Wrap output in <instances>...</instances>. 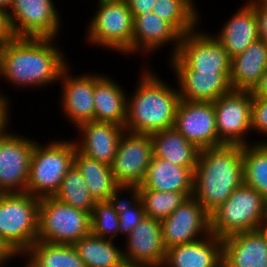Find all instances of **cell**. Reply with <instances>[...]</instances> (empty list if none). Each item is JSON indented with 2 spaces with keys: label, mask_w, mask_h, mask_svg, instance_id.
Instances as JSON below:
<instances>
[{
  "label": "cell",
  "mask_w": 267,
  "mask_h": 267,
  "mask_svg": "<svg viewBox=\"0 0 267 267\" xmlns=\"http://www.w3.org/2000/svg\"><path fill=\"white\" fill-rule=\"evenodd\" d=\"M127 98L118 84L110 78L95 76V121L111 122L125 127Z\"/></svg>",
  "instance_id": "obj_26"
},
{
  "label": "cell",
  "mask_w": 267,
  "mask_h": 267,
  "mask_svg": "<svg viewBox=\"0 0 267 267\" xmlns=\"http://www.w3.org/2000/svg\"><path fill=\"white\" fill-rule=\"evenodd\" d=\"M264 219L267 220V199L265 200V215H264Z\"/></svg>",
  "instance_id": "obj_48"
},
{
  "label": "cell",
  "mask_w": 267,
  "mask_h": 267,
  "mask_svg": "<svg viewBox=\"0 0 267 267\" xmlns=\"http://www.w3.org/2000/svg\"><path fill=\"white\" fill-rule=\"evenodd\" d=\"M194 170L153 156L140 189L173 191L188 198L193 196Z\"/></svg>",
  "instance_id": "obj_22"
},
{
  "label": "cell",
  "mask_w": 267,
  "mask_h": 267,
  "mask_svg": "<svg viewBox=\"0 0 267 267\" xmlns=\"http://www.w3.org/2000/svg\"><path fill=\"white\" fill-rule=\"evenodd\" d=\"M259 23L260 39L267 43V3L253 5Z\"/></svg>",
  "instance_id": "obj_39"
},
{
  "label": "cell",
  "mask_w": 267,
  "mask_h": 267,
  "mask_svg": "<svg viewBox=\"0 0 267 267\" xmlns=\"http://www.w3.org/2000/svg\"><path fill=\"white\" fill-rule=\"evenodd\" d=\"M33 148L34 142L18 135L6 132L0 138V191L2 193L26 192Z\"/></svg>",
  "instance_id": "obj_13"
},
{
  "label": "cell",
  "mask_w": 267,
  "mask_h": 267,
  "mask_svg": "<svg viewBox=\"0 0 267 267\" xmlns=\"http://www.w3.org/2000/svg\"><path fill=\"white\" fill-rule=\"evenodd\" d=\"M257 230L262 235V237L267 241V220L266 219L263 218V220L259 223Z\"/></svg>",
  "instance_id": "obj_44"
},
{
  "label": "cell",
  "mask_w": 267,
  "mask_h": 267,
  "mask_svg": "<svg viewBox=\"0 0 267 267\" xmlns=\"http://www.w3.org/2000/svg\"><path fill=\"white\" fill-rule=\"evenodd\" d=\"M260 3H267V0H259V1L256 0V2H255V1H251V2H249V3L246 4V5L253 6V5H255V4H260Z\"/></svg>",
  "instance_id": "obj_46"
},
{
  "label": "cell",
  "mask_w": 267,
  "mask_h": 267,
  "mask_svg": "<svg viewBox=\"0 0 267 267\" xmlns=\"http://www.w3.org/2000/svg\"><path fill=\"white\" fill-rule=\"evenodd\" d=\"M54 197L60 202L89 213L96 203L87 188L85 179L75 165L67 171Z\"/></svg>",
  "instance_id": "obj_33"
},
{
  "label": "cell",
  "mask_w": 267,
  "mask_h": 267,
  "mask_svg": "<svg viewBox=\"0 0 267 267\" xmlns=\"http://www.w3.org/2000/svg\"><path fill=\"white\" fill-rule=\"evenodd\" d=\"M78 129L84 136L77 149L84 155L111 165L117 152V146L125 128L111 122L90 121L81 124Z\"/></svg>",
  "instance_id": "obj_18"
},
{
  "label": "cell",
  "mask_w": 267,
  "mask_h": 267,
  "mask_svg": "<svg viewBox=\"0 0 267 267\" xmlns=\"http://www.w3.org/2000/svg\"><path fill=\"white\" fill-rule=\"evenodd\" d=\"M122 267H150V266L124 264Z\"/></svg>",
  "instance_id": "obj_47"
},
{
  "label": "cell",
  "mask_w": 267,
  "mask_h": 267,
  "mask_svg": "<svg viewBox=\"0 0 267 267\" xmlns=\"http://www.w3.org/2000/svg\"><path fill=\"white\" fill-rule=\"evenodd\" d=\"M161 227L164 245L169 249L199 240L196 236L201 232L211 234L210 214L190 196L173 213L161 220Z\"/></svg>",
  "instance_id": "obj_15"
},
{
  "label": "cell",
  "mask_w": 267,
  "mask_h": 267,
  "mask_svg": "<svg viewBox=\"0 0 267 267\" xmlns=\"http://www.w3.org/2000/svg\"><path fill=\"white\" fill-rule=\"evenodd\" d=\"M181 35L165 20L155 13L134 16L132 52L144 48L152 51L169 41L177 42L174 55L179 49ZM141 46V47H140Z\"/></svg>",
  "instance_id": "obj_25"
},
{
  "label": "cell",
  "mask_w": 267,
  "mask_h": 267,
  "mask_svg": "<svg viewBox=\"0 0 267 267\" xmlns=\"http://www.w3.org/2000/svg\"><path fill=\"white\" fill-rule=\"evenodd\" d=\"M253 97H267V69L262 74L259 82L251 90Z\"/></svg>",
  "instance_id": "obj_41"
},
{
  "label": "cell",
  "mask_w": 267,
  "mask_h": 267,
  "mask_svg": "<svg viewBox=\"0 0 267 267\" xmlns=\"http://www.w3.org/2000/svg\"><path fill=\"white\" fill-rule=\"evenodd\" d=\"M16 252L9 244L0 236V265L9 260V257L16 256ZM13 255V256H12Z\"/></svg>",
  "instance_id": "obj_43"
},
{
  "label": "cell",
  "mask_w": 267,
  "mask_h": 267,
  "mask_svg": "<svg viewBox=\"0 0 267 267\" xmlns=\"http://www.w3.org/2000/svg\"><path fill=\"white\" fill-rule=\"evenodd\" d=\"M174 128L199 150L224 145L218 139L213 102L181 99Z\"/></svg>",
  "instance_id": "obj_14"
},
{
  "label": "cell",
  "mask_w": 267,
  "mask_h": 267,
  "mask_svg": "<svg viewBox=\"0 0 267 267\" xmlns=\"http://www.w3.org/2000/svg\"><path fill=\"white\" fill-rule=\"evenodd\" d=\"M267 69V43L255 40L247 49L231 58L229 81L234 90L251 91Z\"/></svg>",
  "instance_id": "obj_23"
},
{
  "label": "cell",
  "mask_w": 267,
  "mask_h": 267,
  "mask_svg": "<svg viewBox=\"0 0 267 267\" xmlns=\"http://www.w3.org/2000/svg\"><path fill=\"white\" fill-rule=\"evenodd\" d=\"M194 31L181 36L178 52L172 58L174 70L230 73L231 58L224 46L216 37Z\"/></svg>",
  "instance_id": "obj_9"
},
{
  "label": "cell",
  "mask_w": 267,
  "mask_h": 267,
  "mask_svg": "<svg viewBox=\"0 0 267 267\" xmlns=\"http://www.w3.org/2000/svg\"><path fill=\"white\" fill-rule=\"evenodd\" d=\"M74 165L80 171L87 188L96 202L108 201L119 186L112 173L111 165L94 160L76 149Z\"/></svg>",
  "instance_id": "obj_28"
},
{
  "label": "cell",
  "mask_w": 267,
  "mask_h": 267,
  "mask_svg": "<svg viewBox=\"0 0 267 267\" xmlns=\"http://www.w3.org/2000/svg\"><path fill=\"white\" fill-rule=\"evenodd\" d=\"M76 149L71 141L52 142L46 147L34 143L26 192L40 199L54 197L74 165Z\"/></svg>",
  "instance_id": "obj_5"
},
{
  "label": "cell",
  "mask_w": 267,
  "mask_h": 267,
  "mask_svg": "<svg viewBox=\"0 0 267 267\" xmlns=\"http://www.w3.org/2000/svg\"><path fill=\"white\" fill-rule=\"evenodd\" d=\"M136 91L132 100H127V132L151 135L174 127L181 101L179 90H172L147 71Z\"/></svg>",
  "instance_id": "obj_3"
},
{
  "label": "cell",
  "mask_w": 267,
  "mask_h": 267,
  "mask_svg": "<svg viewBox=\"0 0 267 267\" xmlns=\"http://www.w3.org/2000/svg\"><path fill=\"white\" fill-rule=\"evenodd\" d=\"M251 128L267 134V97H253Z\"/></svg>",
  "instance_id": "obj_37"
},
{
  "label": "cell",
  "mask_w": 267,
  "mask_h": 267,
  "mask_svg": "<svg viewBox=\"0 0 267 267\" xmlns=\"http://www.w3.org/2000/svg\"><path fill=\"white\" fill-rule=\"evenodd\" d=\"M153 4L152 12L181 36L194 30L198 18L191 0H155Z\"/></svg>",
  "instance_id": "obj_31"
},
{
  "label": "cell",
  "mask_w": 267,
  "mask_h": 267,
  "mask_svg": "<svg viewBox=\"0 0 267 267\" xmlns=\"http://www.w3.org/2000/svg\"><path fill=\"white\" fill-rule=\"evenodd\" d=\"M127 238L128 251L123 253L125 264L163 266L167 249L160 220L145 216Z\"/></svg>",
  "instance_id": "obj_16"
},
{
  "label": "cell",
  "mask_w": 267,
  "mask_h": 267,
  "mask_svg": "<svg viewBox=\"0 0 267 267\" xmlns=\"http://www.w3.org/2000/svg\"><path fill=\"white\" fill-rule=\"evenodd\" d=\"M140 198L147 217L163 220L173 213L187 197L173 191L140 189Z\"/></svg>",
  "instance_id": "obj_35"
},
{
  "label": "cell",
  "mask_w": 267,
  "mask_h": 267,
  "mask_svg": "<svg viewBox=\"0 0 267 267\" xmlns=\"http://www.w3.org/2000/svg\"><path fill=\"white\" fill-rule=\"evenodd\" d=\"M53 38L15 37L0 45V74L13 84L42 86L60 78L67 67Z\"/></svg>",
  "instance_id": "obj_1"
},
{
  "label": "cell",
  "mask_w": 267,
  "mask_h": 267,
  "mask_svg": "<svg viewBox=\"0 0 267 267\" xmlns=\"http://www.w3.org/2000/svg\"><path fill=\"white\" fill-rule=\"evenodd\" d=\"M91 233L90 213L60 202L55 197L40 199L38 241L74 244Z\"/></svg>",
  "instance_id": "obj_7"
},
{
  "label": "cell",
  "mask_w": 267,
  "mask_h": 267,
  "mask_svg": "<svg viewBox=\"0 0 267 267\" xmlns=\"http://www.w3.org/2000/svg\"><path fill=\"white\" fill-rule=\"evenodd\" d=\"M15 37L10 23L9 11L0 7V45L13 40Z\"/></svg>",
  "instance_id": "obj_38"
},
{
  "label": "cell",
  "mask_w": 267,
  "mask_h": 267,
  "mask_svg": "<svg viewBox=\"0 0 267 267\" xmlns=\"http://www.w3.org/2000/svg\"><path fill=\"white\" fill-rule=\"evenodd\" d=\"M26 267H86L73 244H52L35 241L26 251Z\"/></svg>",
  "instance_id": "obj_29"
},
{
  "label": "cell",
  "mask_w": 267,
  "mask_h": 267,
  "mask_svg": "<svg viewBox=\"0 0 267 267\" xmlns=\"http://www.w3.org/2000/svg\"><path fill=\"white\" fill-rule=\"evenodd\" d=\"M67 67L61 73L60 79L64 80L62 104L66 115L78 127L86 122L95 121L94 106V76L68 77ZM62 77V78H61ZM74 78V79H73Z\"/></svg>",
  "instance_id": "obj_19"
},
{
  "label": "cell",
  "mask_w": 267,
  "mask_h": 267,
  "mask_svg": "<svg viewBox=\"0 0 267 267\" xmlns=\"http://www.w3.org/2000/svg\"><path fill=\"white\" fill-rule=\"evenodd\" d=\"M244 184L267 199V143L243 145Z\"/></svg>",
  "instance_id": "obj_32"
},
{
  "label": "cell",
  "mask_w": 267,
  "mask_h": 267,
  "mask_svg": "<svg viewBox=\"0 0 267 267\" xmlns=\"http://www.w3.org/2000/svg\"><path fill=\"white\" fill-rule=\"evenodd\" d=\"M7 102L8 101L6 100V98L4 99L0 95V138L6 134L4 131L6 130L5 126L7 125V121H8V113L6 111L8 109Z\"/></svg>",
  "instance_id": "obj_42"
},
{
  "label": "cell",
  "mask_w": 267,
  "mask_h": 267,
  "mask_svg": "<svg viewBox=\"0 0 267 267\" xmlns=\"http://www.w3.org/2000/svg\"><path fill=\"white\" fill-rule=\"evenodd\" d=\"M207 237L209 238L170 247L166 250L163 266L220 267L223 263L222 239L212 233Z\"/></svg>",
  "instance_id": "obj_20"
},
{
  "label": "cell",
  "mask_w": 267,
  "mask_h": 267,
  "mask_svg": "<svg viewBox=\"0 0 267 267\" xmlns=\"http://www.w3.org/2000/svg\"><path fill=\"white\" fill-rule=\"evenodd\" d=\"M182 100L214 102L232 90L230 73L176 71Z\"/></svg>",
  "instance_id": "obj_21"
},
{
  "label": "cell",
  "mask_w": 267,
  "mask_h": 267,
  "mask_svg": "<svg viewBox=\"0 0 267 267\" xmlns=\"http://www.w3.org/2000/svg\"><path fill=\"white\" fill-rule=\"evenodd\" d=\"M10 23L16 37L54 38L59 30L57 10L51 0H12Z\"/></svg>",
  "instance_id": "obj_12"
},
{
  "label": "cell",
  "mask_w": 267,
  "mask_h": 267,
  "mask_svg": "<svg viewBox=\"0 0 267 267\" xmlns=\"http://www.w3.org/2000/svg\"><path fill=\"white\" fill-rule=\"evenodd\" d=\"M91 233L106 239L107 234L114 239L119 233V216L113 205L108 201H98L90 213ZM114 232V233H112Z\"/></svg>",
  "instance_id": "obj_36"
},
{
  "label": "cell",
  "mask_w": 267,
  "mask_h": 267,
  "mask_svg": "<svg viewBox=\"0 0 267 267\" xmlns=\"http://www.w3.org/2000/svg\"><path fill=\"white\" fill-rule=\"evenodd\" d=\"M39 206L40 198L27 192L0 195V236L17 255L37 241Z\"/></svg>",
  "instance_id": "obj_4"
},
{
  "label": "cell",
  "mask_w": 267,
  "mask_h": 267,
  "mask_svg": "<svg viewBox=\"0 0 267 267\" xmlns=\"http://www.w3.org/2000/svg\"><path fill=\"white\" fill-rule=\"evenodd\" d=\"M265 198L245 184L210 214L211 233L220 239L256 230L265 215Z\"/></svg>",
  "instance_id": "obj_6"
},
{
  "label": "cell",
  "mask_w": 267,
  "mask_h": 267,
  "mask_svg": "<svg viewBox=\"0 0 267 267\" xmlns=\"http://www.w3.org/2000/svg\"><path fill=\"white\" fill-rule=\"evenodd\" d=\"M222 262L226 267H267V241L258 230L222 239Z\"/></svg>",
  "instance_id": "obj_17"
},
{
  "label": "cell",
  "mask_w": 267,
  "mask_h": 267,
  "mask_svg": "<svg viewBox=\"0 0 267 267\" xmlns=\"http://www.w3.org/2000/svg\"><path fill=\"white\" fill-rule=\"evenodd\" d=\"M73 245L86 267H122L125 264L123 252L110 239L89 233Z\"/></svg>",
  "instance_id": "obj_30"
},
{
  "label": "cell",
  "mask_w": 267,
  "mask_h": 267,
  "mask_svg": "<svg viewBox=\"0 0 267 267\" xmlns=\"http://www.w3.org/2000/svg\"><path fill=\"white\" fill-rule=\"evenodd\" d=\"M12 0H0V7L5 8L8 10L11 6ZM8 7V9H7Z\"/></svg>",
  "instance_id": "obj_45"
},
{
  "label": "cell",
  "mask_w": 267,
  "mask_h": 267,
  "mask_svg": "<svg viewBox=\"0 0 267 267\" xmlns=\"http://www.w3.org/2000/svg\"><path fill=\"white\" fill-rule=\"evenodd\" d=\"M154 157L183 167L196 168L199 149L174 127L151 134Z\"/></svg>",
  "instance_id": "obj_27"
},
{
  "label": "cell",
  "mask_w": 267,
  "mask_h": 267,
  "mask_svg": "<svg viewBox=\"0 0 267 267\" xmlns=\"http://www.w3.org/2000/svg\"><path fill=\"white\" fill-rule=\"evenodd\" d=\"M133 17L140 14L152 13L155 0H126Z\"/></svg>",
  "instance_id": "obj_40"
},
{
  "label": "cell",
  "mask_w": 267,
  "mask_h": 267,
  "mask_svg": "<svg viewBox=\"0 0 267 267\" xmlns=\"http://www.w3.org/2000/svg\"><path fill=\"white\" fill-rule=\"evenodd\" d=\"M237 12L216 36L230 58L243 53L250 44L260 39L259 23L254 7L247 5Z\"/></svg>",
  "instance_id": "obj_24"
},
{
  "label": "cell",
  "mask_w": 267,
  "mask_h": 267,
  "mask_svg": "<svg viewBox=\"0 0 267 267\" xmlns=\"http://www.w3.org/2000/svg\"><path fill=\"white\" fill-rule=\"evenodd\" d=\"M127 133L119 140L112 173L119 186H141L154 156L151 135Z\"/></svg>",
  "instance_id": "obj_10"
},
{
  "label": "cell",
  "mask_w": 267,
  "mask_h": 267,
  "mask_svg": "<svg viewBox=\"0 0 267 267\" xmlns=\"http://www.w3.org/2000/svg\"><path fill=\"white\" fill-rule=\"evenodd\" d=\"M97 11L90 23L89 39L121 52H132L133 21L126 0H98Z\"/></svg>",
  "instance_id": "obj_8"
},
{
  "label": "cell",
  "mask_w": 267,
  "mask_h": 267,
  "mask_svg": "<svg viewBox=\"0 0 267 267\" xmlns=\"http://www.w3.org/2000/svg\"><path fill=\"white\" fill-rule=\"evenodd\" d=\"M123 189H128L129 191L131 189L133 192L132 201L134 199V203L130 201L125 202L118 198L119 191H123ZM109 202L113 205L114 210L119 216V233H124L128 236L146 216L140 198V186H118L111 194Z\"/></svg>",
  "instance_id": "obj_34"
},
{
  "label": "cell",
  "mask_w": 267,
  "mask_h": 267,
  "mask_svg": "<svg viewBox=\"0 0 267 267\" xmlns=\"http://www.w3.org/2000/svg\"><path fill=\"white\" fill-rule=\"evenodd\" d=\"M252 101L251 91L232 89L213 102L218 139L223 144H247L243 134L251 129Z\"/></svg>",
  "instance_id": "obj_11"
},
{
  "label": "cell",
  "mask_w": 267,
  "mask_h": 267,
  "mask_svg": "<svg viewBox=\"0 0 267 267\" xmlns=\"http://www.w3.org/2000/svg\"><path fill=\"white\" fill-rule=\"evenodd\" d=\"M243 184L242 145L224 144L199 151L193 197L209 214Z\"/></svg>",
  "instance_id": "obj_2"
}]
</instances>
